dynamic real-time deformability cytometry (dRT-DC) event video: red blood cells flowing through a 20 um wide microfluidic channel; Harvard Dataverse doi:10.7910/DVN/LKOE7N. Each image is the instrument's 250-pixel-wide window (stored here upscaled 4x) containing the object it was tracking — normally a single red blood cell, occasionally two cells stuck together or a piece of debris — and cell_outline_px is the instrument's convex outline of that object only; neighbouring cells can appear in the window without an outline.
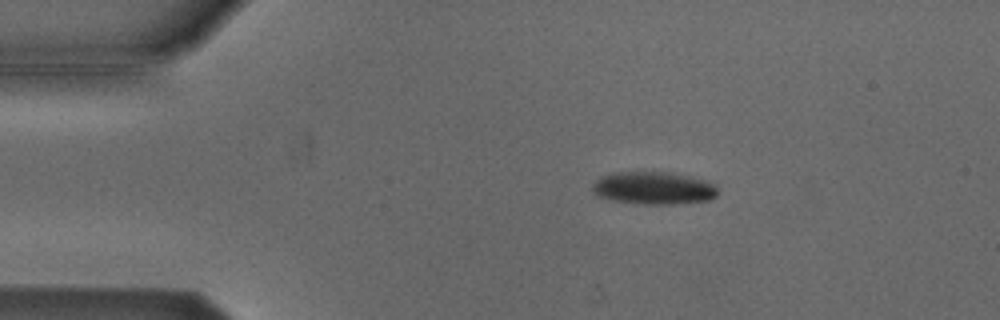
{"species": "Egyptian fruit bat (a non-hibernating species)", "species_latin": "Rousettus aegyptiacus", "temperature_condition": "cold", "stored_images_in_passage": 5, "camera_frame_rate_fps": 3000, "um_per_image_px": 0.085, "animal": {"sex": "male"}, "frame": {"image": 1, "passage_image": 2, "time_ms": 0.333, "image_size_px": [1000, 320], "cell_outline_px": [[720, 192], [712, 200], [676, 204], [644, 204], [616, 200], [596, 196], [592, 192], [592, 184], [600, 176], [612, 172], [668, 172], [692, 176], [712, 180], [716, 184]], "centroid_in_image_um": [55.64, 15.97], "position_along_channel_um": 29.4, "area_um2": 24.45}}
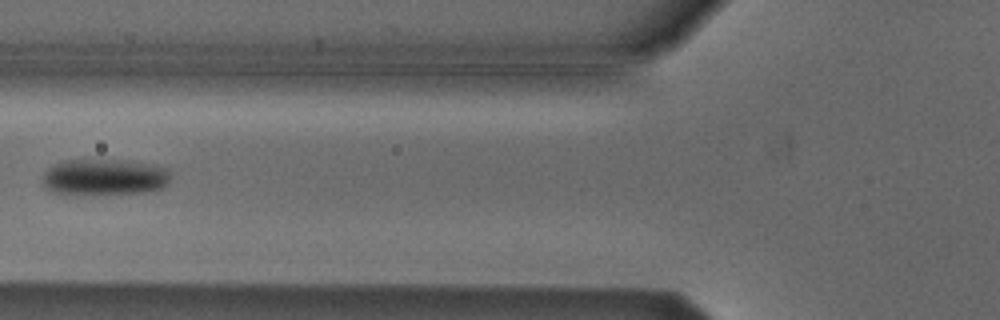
{"frame": {"image": 2, "passage_image": 5, "time_ms": 1.333, "image_size_px": [1000, 320], "cell_outline_px": [[168, 184], [164, 188], [148, 192], [92, 196], [64, 196], [52, 192], [44, 188], [44, 172], [48, 168], [64, 160], [116, 160], [152, 164], [168, 168]], "centroid_in_image_um": [8.84, 15.11], "position_along_channel_um": 117.0, "area_um2": 27.98}}